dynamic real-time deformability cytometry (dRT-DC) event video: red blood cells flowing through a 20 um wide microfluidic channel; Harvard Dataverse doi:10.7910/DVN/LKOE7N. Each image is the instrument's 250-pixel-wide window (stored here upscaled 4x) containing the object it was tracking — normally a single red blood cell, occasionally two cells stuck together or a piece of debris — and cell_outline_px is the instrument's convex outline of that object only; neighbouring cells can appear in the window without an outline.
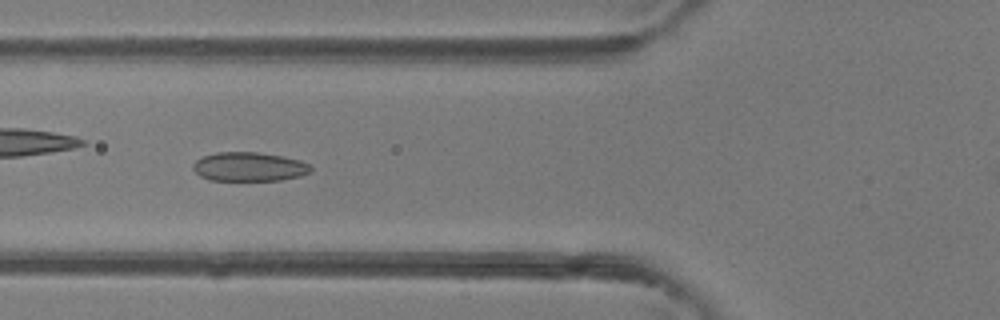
{"species": "common noctule bat (a hibernating species)", "species_latin": "Nyctalus noctula", "temperature_condition": "room temperature", "stored_images_in_passage": 12, "camera_frame_rate_fps": 3000, "um_per_image_px": 0.085, "animal": {"sex": "female"}, "frame": {"image": 1, "passage_image": 7, "time_ms": 2.0, "image_size_px": [1000, 320], "cell_outline_px": [[312, 172], [300, 176], [280, 180], [208, 180], [200, 176], [192, 168], [192, 164], [196, 160], [204, 156], [216, 152], [256, 152], [284, 156], [300, 160], [308, 164], [312, 168]], "centroid_in_image_um": [21.18, 14.17], "position_along_channel_um": 104.6, "area_um2": 20.0}}
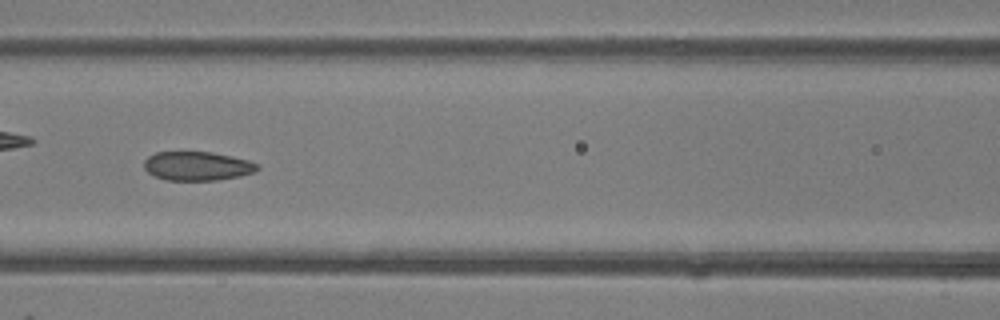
{"frame": {"image": 2, "passage_image": 10, "time_ms": 3.0, "image_size_px": [1000, 320], "cell_outline_px": [[260, 168], [256, 172], [240, 176], [216, 180], [164, 180], [148, 172], [144, 168], [144, 160], [148, 156], [156, 152], [212, 152], [232, 156], [248, 160], [260, 164]], "centroid_in_image_um": [16.8, 14.11], "position_along_channel_um": 149.8, "area_um2": 19.25}}